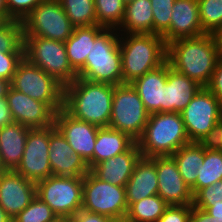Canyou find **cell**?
<instances>
[{
	"mask_svg": "<svg viewBox=\"0 0 222 222\" xmlns=\"http://www.w3.org/2000/svg\"><path fill=\"white\" fill-rule=\"evenodd\" d=\"M42 0H6L7 21H23Z\"/></svg>",
	"mask_w": 222,
	"mask_h": 222,
	"instance_id": "cell-38",
	"label": "cell"
},
{
	"mask_svg": "<svg viewBox=\"0 0 222 222\" xmlns=\"http://www.w3.org/2000/svg\"><path fill=\"white\" fill-rule=\"evenodd\" d=\"M14 122L6 97L0 98V129Z\"/></svg>",
	"mask_w": 222,
	"mask_h": 222,
	"instance_id": "cell-44",
	"label": "cell"
},
{
	"mask_svg": "<svg viewBox=\"0 0 222 222\" xmlns=\"http://www.w3.org/2000/svg\"><path fill=\"white\" fill-rule=\"evenodd\" d=\"M136 141L111 127H99L93 152V167L117 154L128 151Z\"/></svg>",
	"mask_w": 222,
	"mask_h": 222,
	"instance_id": "cell-25",
	"label": "cell"
},
{
	"mask_svg": "<svg viewBox=\"0 0 222 222\" xmlns=\"http://www.w3.org/2000/svg\"><path fill=\"white\" fill-rule=\"evenodd\" d=\"M132 1H134V0H123V2H124L125 4H127V3H129V2H132Z\"/></svg>",
	"mask_w": 222,
	"mask_h": 222,
	"instance_id": "cell-54",
	"label": "cell"
},
{
	"mask_svg": "<svg viewBox=\"0 0 222 222\" xmlns=\"http://www.w3.org/2000/svg\"><path fill=\"white\" fill-rule=\"evenodd\" d=\"M72 219L68 217H56L53 221L51 222H70Z\"/></svg>",
	"mask_w": 222,
	"mask_h": 222,
	"instance_id": "cell-51",
	"label": "cell"
},
{
	"mask_svg": "<svg viewBox=\"0 0 222 222\" xmlns=\"http://www.w3.org/2000/svg\"><path fill=\"white\" fill-rule=\"evenodd\" d=\"M73 222H114L107 216L80 209L72 218Z\"/></svg>",
	"mask_w": 222,
	"mask_h": 222,
	"instance_id": "cell-43",
	"label": "cell"
},
{
	"mask_svg": "<svg viewBox=\"0 0 222 222\" xmlns=\"http://www.w3.org/2000/svg\"><path fill=\"white\" fill-rule=\"evenodd\" d=\"M58 217L52 209L36 196L32 202L17 214L12 222H51Z\"/></svg>",
	"mask_w": 222,
	"mask_h": 222,
	"instance_id": "cell-35",
	"label": "cell"
},
{
	"mask_svg": "<svg viewBox=\"0 0 222 222\" xmlns=\"http://www.w3.org/2000/svg\"><path fill=\"white\" fill-rule=\"evenodd\" d=\"M198 143L205 150L222 151V119Z\"/></svg>",
	"mask_w": 222,
	"mask_h": 222,
	"instance_id": "cell-41",
	"label": "cell"
},
{
	"mask_svg": "<svg viewBox=\"0 0 222 222\" xmlns=\"http://www.w3.org/2000/svg\"><path fill=\"white\" fill-rule=\"evenodd\" d=\"M54 126L91 170L99 126L74 118L64 108L55 114Z\"/></svg>",
	"mask_w": 222,
	"mask_h": 222,
	"instance_id": "cell-14",
	"label": "cell"
},
{
	"mask_svg": "<svg viewBox=\"0 0 222 222\" xmlns=\"http://www.w3.org/2000/svg\"><path fill=\"white\" fill-rule=\"evenodd\" d=\"M11 87L35 100L47 103L56 113L64 107V86L26 58L18 64Z\"/></svg>",
	"mask_w": 222,
	"mask_h": 222,
	"instance_id": "cell-7",
	"label": "cell"
},
{
	"mask_svg": "<svg viewBox=\"0 0 222 222\" xmlns=\"http://www.w3.org/2000/svg\"><path fill=\"white\" fill-rule=\"evenodd\" d=\"M116 222H133V221L128 220L127 218H122L120 220H117Z\"/></svg>",
	"mask_w": 222,
	"mask_h": 222,
	"instance_id": "cell-53",
	"label": "cell"
},
{
	"mask_svg": "<svg viewBox=\"0 0 222 222\" xmlns=\"http://www.w3.org/2000/svg\"><path fill=\"white\" fill-rule=\"evenodd\" d=\"M169 205L157 194L132 203L126 217L133 222H157Z\"/></svg>",
	"mask_w": 222,
	"mask_h": 222,
	"instance_id": "cell-29",
	"label": "cell"
},
{
	"mask_svg": "<svg viewBox=\"0 0 222 222\" xmlns=\"http://www.w3.org/2000/svg\"><path fill=\"white\" fill-rule=\"evenodd\" d=\"M0 21H7L6 0H0Z\"/></svg>",
	"mask_w": 222,
	"mask_h": 222,
	"instance_id": "cell-48",
	"label": "cell"
},
{
	"mask_svg": "<svg viewBox=\"0 0 222 222\" xmlns=\"http://www.w3.org/2000/svg\"><path fill=\"white\" fill-rule=\"evenodd\" d=\"M49 153V127L30 129L23 156L14 171L34 183L50 177Z\"/></svg>",
	"mask_w": 222,
	"mask_h": 222,
	"instance_id": "cell-13",
	"label": "cell"
},
{
	"mask_svg": "<svg viewBox=\"0 0 222 222\" xmlns=\"http://www.w3.org/2000/svg\"><path fill=\"white\" fill-rule=\"evenodd\" d=\"M14 122L23 126L46 128L54 125L56 112L47 104L10 87L6 96Z\"/></svg>",
	"mask_w": 222,
	"mask_h": 222,
	"instance_id": "cell-16",
	"label": "cell"
},
{
	"mask_svg": "<svg viewBox=\"0 0 222 222\" xmlns=\"http://www.w3.org/2000/svg\"><path fill=\"white\" fill-rule=\"evenodd\" d=\"M116 30L119 34H153L151 1L134 0L127 3L123 21Z\"/></svg>",
	"mask_w": 222,
	"mask_h": 222,
	"instance_id": "cell-27",
	"label": "cell"
},
{
	"mask_svg": "<svg viewBox=\"0 0 222 222\" xmlns=\"http://www.w3.org/2000/svg\"><path fill=\"white\" fill-rule=\"evenodd\" d=\"M192 205H170L157 222H189Z\"/></svg>",
	"mask_w": 222,
	"mask_h": 222,
	"instance_id": "cell-40",
	"label": "cell"
},
{
	"mask_svg": "<svg viewBox=\"0 0 222 222\" xmlns=\"http://www.w3.org/2000/svg\"><path fill=\"white\" fill-rule=\"evenodd\" d=\"M114 85L77 78L64 87V109L74 118L108 127Z\"/></svg>",
	"mask_w": 222,
	"mask_h": 222,
	"instance_id": "cell-2",
	"label": "cell"
},
{
	"mask_svg": "<svg viewBox=\"0 0 222 222\" xmlns=\"http://www.w3.org/2000/svg\"><path fill=\"white\" fill-rule=\"evenodd\" d=\"M141 156L138 145L135 143L128 151L102 161L95 165L90 171L102 181L125 187Z\"/></svg>",
	"mask_w": 222,
	"mask_h": 222,
	"instance_id": "cell-21",
	"label": "cell"
},
{
	"mask_svg": "<svg viewBox=\"0 0 222 222\" xmlns=\"http://www.w3.org/2000/svg\"><path fill=\"white\" fill-rule=\"evenodd\" d=\"M10 87H11L10 81L0 79V98L7 96Z\"/></svg>",
	"mask_w": 222,
	"mask_h": 222,
	"instance_id": "cell-47",
	"label": "cell"
},
{
	"mask_svg": "<svg viewBox=\"0 0 222 222\" xmlns=\"http://www.w3.org/2000/svg\"><path fill=\"white\" fill-rule=\"evenodd\" d=\"M120 34L115 28H104L95 38L78 78L88 81L122 84Z\"/></svg>",
	"mask_w": 222,
	"mask_h": 222,
	"instance_id": "cell-5",
	"label": "cell"
},
{
	"mask_svg": "<svg viewBox=\"0 0 222 222\" xmlns=\"http://www.w3.org/2000/svg\"><path fill=\"white\" fill-rule=\"evenodd\" d=\"M49 152L52 175L83 177L90 171L85 160L74 152L54 125L49 126Z\"/></svg>",
	"mask_w": 222,
	"mask_h": 222,
	"instance_id": "cell-17",
	"label": "cell"
},
{
	"mask_svg": "<svg viewBox=\"0 0 222 222\" xmlns=\"http://www.w3.org/2000/svg\"><path fill=\"white\" fill-rule=\"evenodd\" d=\"M221 57L214 34L180 38L167 44V61L175 71L206 87Z\"/></svg>",
	"mask_w": 222,
	"mask_h": 222,
	"instance_id": "cell-1",
	"label": "cell"
},
{
	"mask_svg": "<svg viewBox=\"0 0 222 222\" xmlns=\"http://www.w3.org/2000/svg\"><path fill=\"white\" fill-rule=\"evenodd\" d=\"M125 188L128 207L143 198L158 194V177L154 157L141 156L139 158Z\"/></svg>",
	"mask_w": 222,
	"mask_h": 222,
	"instance_id": "cell-22",
	"label": "cell"
},
{
	"mask_svg": "<svg viewBox=\"0 0 222 222\" xmlns=\"http://www.w3.org/2000/svg\"><path fill=\"white\" fill-rule=\"evenodd\" d=\"M218 201H222V180L200 189L193 196L192 205L201 210H205L212 206L213 203H218Z\"/></svg>",
	"mask_w": 222,
	"mask_h": 222,
	"instance_id": "cell-37",
	"label": "cell"
},
{
	"mask_svg": "<svg viewBox=\"0 0 222 222\" xmlns=\"http://www.w3.org/2000/svg\"><path fill=\"white\" fill-rule=\"evenodd\" d=\"M0 222H12V218L0 206Z\"/></svg>",
	"mask_w": 222,
	"mask_h": 222,
	"instance_id": "cell-50",
	"label": "cell"
},
{
	"mask_svg": "<svg viewBox=\"0 0 222 222\" xmlns=\"http://www.w3.org/2000/svg\"><path fill=\"white\" fill-rule=\"evenodd\" d=\"M205 34L199 19L198 0H175L172 7L170 28L162 35L165 43Z\"/></svg>",
	"mask_w": 222,
	"mask_h": 222,
	"instance_id": "cell-19",
	"label": "cell"
},
{
	"mask_svg": "<svg viewBox=\"0 0 222 222\" xmlns=\"http://www.w3.org/2000/svg\"><path fill=\"white\" fill-rule=\"evenodd\" d=\"M218 43V47L222 56V26L218 29V31L214 34Z\"/></svg>",
	"mask_w": 222,
	"mask_h": 222,
	"instance_id": "cell-49",
	"label": "cell"
},
{
	"mask_svg": "<svg viewBox=\"0 0 222 222\" xmlns=\"http://www.w3.org/2000/svg\"><path fill=\"white\" fill-rule=\"evenodd\" d=\"M24 58L55 78L64 87L78 78L69 64L63 41L44 37H24Z\"/></svg>",
	"mask_w": 222,
	"mask_h": 222,
	"instance_id": "cell-6",
	"label": "cell"
},
{
	"mask_svg": "<svg viewBox=\"0 0 222 222\" xmlns=\"http://www.w3.org/2000/svg\"><path fill=\"white\" fill-rule=\"evenodd\" d=\"M31 128L12 122L0 129V156L6 170H15L23 156Z\"/></svg>",
	"mask_w": 222,
	"mask_h": 222,
	"instance_id": "cell-24",
	"label": "cell"
},
{
	"mask_svg": "<svg viewBox=\"0 0 222 222\" xmlns=\"http://www.w3.org/2000/svg\"><path fill=\"white\" fill-rule=\"evenodd\" d=\"M189 222H213V217L205 210H201L192 205Z\"/></svg>",
	"mask_w": 222,
	"mask_h": 222,
	"instance_id": "cell-45",
	"label": "cell"
},
{
	"mask_svg": "<svg viewBox=\"0 0 222 222\" xmlns=\"http://www.w3.org/2000/svg\"><path fill=\"white\" fill-rule=\"evenodd\" d=\"M82 209L98 213L114 222L126 217V188L97 178L91 171L83 176Z\"/></svg>",
	"mask_w": 222,
	"mask_h": 222,
	"instance_id": "cell-9",
	"label": "cell"
},
{
	"mask_svg": "<svg viewBox=\"0 0 222 222\" xmlns=\"http://www.w3.org/2000/svg\"><path fill=\"white\" fill-rule=\"evenodd\" d=\"M222 103V56L219 58L209 84L206 86Z\"/></svg>",
	"mask_w": 222,
	"mask_h": 222,
	"instance_id": "cell-42",
	"label": "cell"
},
{
	"mask_svg": "<svg viewBox=\"0 0 222 222\" xmlns=\"http://www.w3.org/2000/svg\"><path fill=\"white\" fill-rule=\"evenodd\" d=\"M103 26L74 27L72 35L64 42L69 64L78 73L85 65L87 55Z\"/></svg>",
	"mask_w": 222,
	"mask_h": 222,
	"instance_id": "cell-26",
	"label": "cell"
},
{
	"mask_svg": "<svg viewBox=\"0 0 222 222\" xmlns=\"http://www.w3.org/2000/svg\"><path fill=\"white\" fill-rule=\"evenodd\" d=\"M158 195L170 205H192L193 194L185 183L172 156H154Z\"/></svg>",
	"mask_w": 222,
	"mask_h": 222,
	"instance_id": "cell-15",
	"label": "cell"
},
{
	"mask_svg": "<svg viewBox=\"0 0 222 222\" xmlns=\"http://www.w3.org/2000/svg\"><path fill=\"white\" fill-rule=\"evenodd\" d=\"M167 82V61L160 67L134 80L131 85L151 113L162 112L163 87Z\"/></svg>",
	"mask_w": 222,
	"mask_h": 222,
	"instance_id": "cell-23",
	"label": "cell"
},
{
	"mask_svg": "<svg viewBox=\"0 0 222 222\" xmlns=\"http://www.w3.org/2000/svg\"><path fill=\"white\" fill-rule=\"evenodd\" d=\"M153 12V34L163 35L170 28L175 0H150Z\"/></svg>",
	"mask_w": 222,
	"mask_h": 222,
	"instance_id": "cell-36",
	"label": "cell"
},
{
	"mask_svg": "<svg viewBox=\"0 0 222 222\" xmlns=\"http://www.w3.org/2000/svg\"><path fill=\"white\" fill-rule=\"evenodd\" d=\"M219 180H222V151L204 149V161L198 168L196 193Z\"/></svg>",
	"mask_w": 222,
	"mask_h": 222,
	"instance_id": "cell-31",
	"label": "cell"
},
{
	"mask_svg": "<svg viewBox=\"0 0 222 222\" xmlns=\"http://www.w3.org/2000/svg\"><path fill=\"white\" fill-rule=\"evenodd\" d=\"M202 86L175 71L167 61V82L163 87L162 112L181 113Z\"/></svg>",
	"mask_w": 222,
	"mask_h": 222,
	"instance_id": "cell-20",
	"label": "cell"
},
{
	"mask_svg": "<svg viewBox=\"0 0 222 222\" xmlns=\"http://www.w3.org/2000/svg\"><path fill=\"white\" fill-rule=\"evenodd\" d=\"M36 197V183L14 170L0 174V206L13 219Z\"/></svg>",
	"mask_w": 222,
	"mask_h": 222,
	"instance_id": "cell-18",
	"label": "cell"
},
{
	"mask_svg": "<svg viewBox=\"0 0 222 222\" xmlns=\"http://www.w3.org/2000/svg\"><path fill=\"white\" fill-rule=\"evenodd\" d=\"M144 157L172 156L190 143L180 113H151L141 137L136 141Z\"/></svg>",
	"mask_w": 222,
	"mask_h": 222,
	"instance_id": "cell-4",
	"label": "cell"
},
{
	"mask_svg": "<svg viewBox=\"0 0 222 222\" xmlns=\"http://www.w3.org/2000/svg\"><path fill=\"white\" fill-rule=\"evenodd\" d=\"M7 170L5 169V167L3 166L2 160H1V156H0V174L6 172Z\"/></svg>",
	"mask_w": 222,
	"mask_h": 222,
	"instance_id": "cell-52",
	"label": "cell"
},
{
	"mask_svg": "<svg viewBox=\"0 0 222 222\" xmlns=\"http://www.w3.org/2000/svg\"><path fill=\"white\" fill-rule=\"evenodd\" d=\"M177 168L185 183L196 194L198 168L204 161V148L198 142H190L180 147L173 155Z\"/></svg>",
	"mask_w": 222,
	"mask_h": 222,
	"instance_id": "cell-28",
	"label": "cell"
},
{
	"mask_svg": "<svg viewBox=\"0 0 222 222\" xmlns=\"http://www.w3.org/2000/svg\"><path fill=\"white\" fill-rule=\"evenodd\" d=\"M150 113L137 91L129 83L114 85L112 111L108 127L128 134L137 141L148 122Z\"/></svg>",
	"mask_w": 222,
	"mask_h": 222,
	"instance_id": "cell-8",
	"label": "cell"
},
{
	"mask_svg": "<svg viewBox=\"0 0 222 222\" xmlns=\"http://www.w3.org/2000/svg\"><path fill=\"white\" fill-rule=\"evenodd\" d=\"M96 25L117 29L124 18L125 3L123 0H94Z\"/></svg>",
	"mask_w": 222,
	"mask_h": 222,
	"instance_id": "cell-32",
	"label": "cell"
},
{
	"mask_svg": "<svg viewBox=\"0 0 222 222\" xmlns=\"http://www.w3.org/2000/svg\"><path fill=\"white\" fill-rule=\"evenodd\" d=\"M122 83L131 84L167 61V44L158 34H120Z\"/></svg>",
	"mask_w": 222,
	"mask_h": 222,
	"instance_id": "cell-3",
	"label": "cell"
},
{
	"mask_svg": "<svg viewBox=\"0 0 222 222\" xmlns=\"http://www.w3.org/2000/svg\"><path fill=\"white\" fill-rule=\"evenodd\" d=\"M24 37H44L65 42L74 26L59 0L41 1L22 21Z\"/></svg>",
	"mask_w": 222,
	"mask_h": 222,
	"instance_id": "cell-11",
	"label": "cell"
},
{
	"mask_svg": "<svg viewBox=\"0 0 222 222\" xmlns=\"http://www.w3.org/2000/svg\"><path fill=\"white\" fill-rule=\"evenodd\" d=\"M205 211L213 217V222H222V201L213 203V205L206 208Z\"/></svg>",
	"mask_w": 222,
	"mask_h": 222,
	"instance_id": "cell-46",
	"label": "cell"
},
{
	"mask_svg": "<svg viewBox=\"0 0 222 222\" xmlns=\"http://www.w3.org/2000/svg\"><path fill=\"white\" fill-rule=\"evenodd\" d=\"M0 51L24 52V31L21 21H0Z\"/></svg>",
	"mask_w": 222,
	"mask_h": 222,
	"instance_id": "cell-33",
	"label": "cell"
},
{
	"mask_svg": "<svg viewBox=\"0 0 222 222\" xmlns=\"http://www.w3.org/2000/svg\"><path fill=\"white\" fill-rule=\"evenodd\" d=\"M23 58L24 52L0 51V79L11 82L16 68Z\"/></svg>",
	"mask_w": 222,
	"mask_h": 222,
	"instance_id": "cell-39",
	"label": "cell"
},
{
	"mask_svg": "<svg viewBox=\"0 0 222 222\" xmlns=\"http://www.w3.org/2000/svg\"><path fill=\"white\" fill-rule=\"evenodd\" d=\"M74 27L96 25L94 0H59Z\"/></svg>",
	"mask_w": 222,
	"mask_h": 222,
	"instance_id": "cell-30",
	"label": "cell"
},
{
	"mask_svg": "<svg viewBox=\"0 0 222 222\" xmlns=\"http://www.w3.org/2000/svg\"><path fill=\"white\" fill-rule=\"evenodd\" d=\"M36 196L58 217L72 218L82 209L83 177L51 175L36 183Z\"/></svg>",
	"mask_w": 222,
	"mask_h": 222,
	"instance_id": "cell-10",
	"label": "cell"
},
{
	"mask_svg": "<svg viewBox=\"0 0 222 222\" xmlns=\"http://www.w3.org/2000/svg\"><path fill=\"white\" fill-rule=\"evenodd\" d=\"M198 5L202 30L215 34L222 26V0H198Z\"/></svg>",
	"mask_w": 222,
	"mask_h": 222,
	"instance_id": "cell-34",
	"label": "cell"
},
{
	"mask_svg": "<svg viewBox=\"0 0 222 222\" xmlns=\"http://www.w3.org/2000/svg\"><path fill=\"white\" fill-rule=\"evenodd\" d=\"M180 114L190 142H199L222 119V103L202 87Z\"/></svg>",
	"mask_w": 222,
	"mask_h": 222,
	"instance_id": "cell-12",
	"label": "cell"
}]
</instances>
